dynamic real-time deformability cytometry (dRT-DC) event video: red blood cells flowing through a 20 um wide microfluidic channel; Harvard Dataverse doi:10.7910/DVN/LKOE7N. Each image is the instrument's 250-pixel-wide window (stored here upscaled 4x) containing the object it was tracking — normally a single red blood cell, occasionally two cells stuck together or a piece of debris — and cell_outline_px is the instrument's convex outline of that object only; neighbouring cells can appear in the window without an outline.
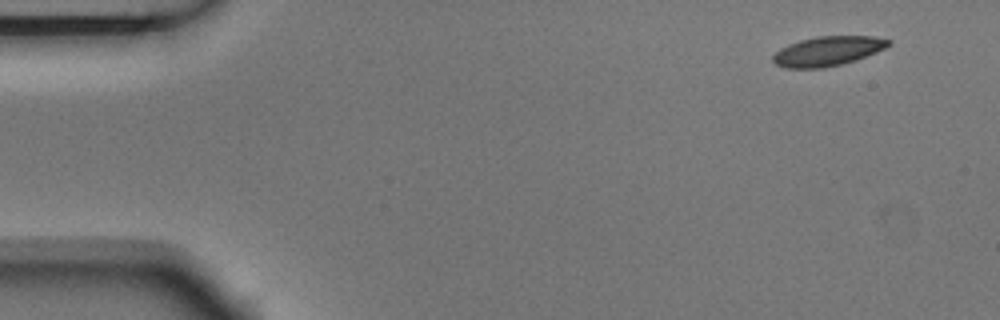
{"species": "Egyptian fruit bat (a non-hibernating species)", "species_latin": "Rousettus aegyptiacus", "temperature_condition": "room temperature", "stored_images_in_passage": 3, "camera_frame_rate_fps": 3000, "um_per_image_px": 0.085, "animal": {"sex": "male"}, "frame": {"image": 1, "passage_image": 1, "time_ms": 0.0, "image_size_px": [1000, 320], "cell_outline_px": [[892, 44], [876, 52], [856, 60], [824, 68], [784, 68], [776, 64], [772, 60], [772, 56], [780, 48], [788, 44], [800, 40], [816, 36], [872, 36], [892, 40]], "centroid_in_image_um": [70.35, 4.34], "position_along_channel_um": 14.7, "area_um2": 19.94}}
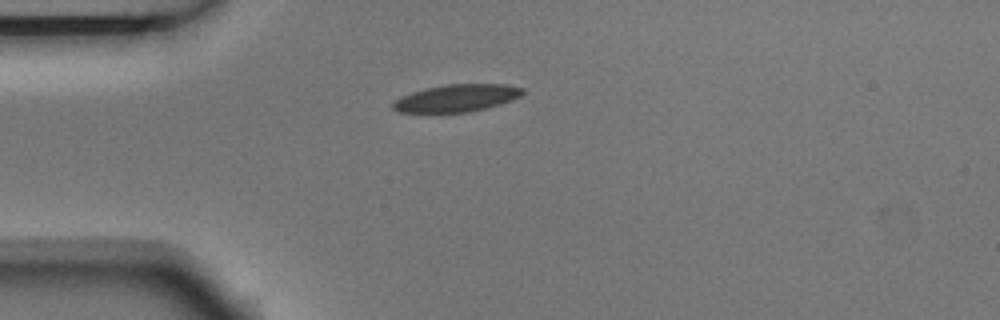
{"frame": {"image": 2, "passage_image": 3, "time_ms": 0.667, "image_size_px": [1000, 320], "cell_outline_px": [[524, 92], [520, 96], [512, 100], [500, 104], [468, 112], [400, 112], [392, 108], [392, 104], [400, 96], [412, 92], [428, 88], [448, 84], [508, 84], [524, 88]], "centroid_in_image_um": [38.84, 8.33], "position_along_channel_um": 46.2, "area_um2": 20.46}}